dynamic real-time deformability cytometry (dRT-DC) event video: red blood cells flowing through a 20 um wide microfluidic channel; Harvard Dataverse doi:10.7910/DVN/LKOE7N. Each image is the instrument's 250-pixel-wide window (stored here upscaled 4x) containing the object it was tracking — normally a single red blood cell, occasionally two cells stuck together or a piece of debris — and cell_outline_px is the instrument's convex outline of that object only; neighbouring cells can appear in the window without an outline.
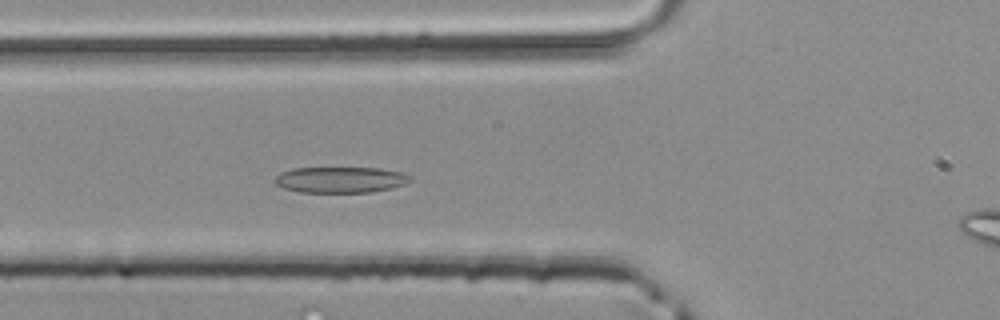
{"species": "common noctule bat (a hibernating species)", "species_latin": "Nyctalus noctula", "temperature_condition": "room temperature", "stored_images_in_passage": 43, "camera_frame_rate_fps": 3000, "um_per_image_px": 0.085, "animal": {"sex": "male", "body_mass_g": 20.4}, "frame": {"image": 1, "passage_image": 12, "time_ms": 3.667, "image_size_px": [1000, 320], "cell_outline_px": [[412, 180], [404, 184], [392, 188], [372, 192], [300, 192], [284, 188], [276, 184], [272, 180], [280, 172], [292, 168], [380, 168], [400, 172], [412, 176]], "centroid_in_image_um": [28.93, 15.27], "position_along_channel_um": 96.9, "area_um2": 20.58}}
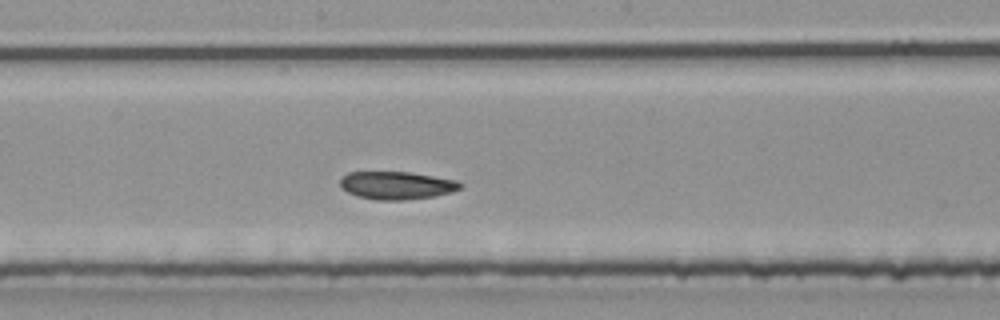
{"frame": {"image": 2, "passage_image": 20, "time_ms": 6.333, "image_size_px": [1000, 320], "cell_outline_px": [[464, 184], [460, 188], [452, 192], [432, 196], [404, 200], [376, 200], [356, 196], [340, 188], [340, 176], [348, 172], [412, 172], [456, 180]], "centroid_in_image_um": [33.68, 15.75], "position_along_channel_um": 214.5, "area_um2": 19.65}}
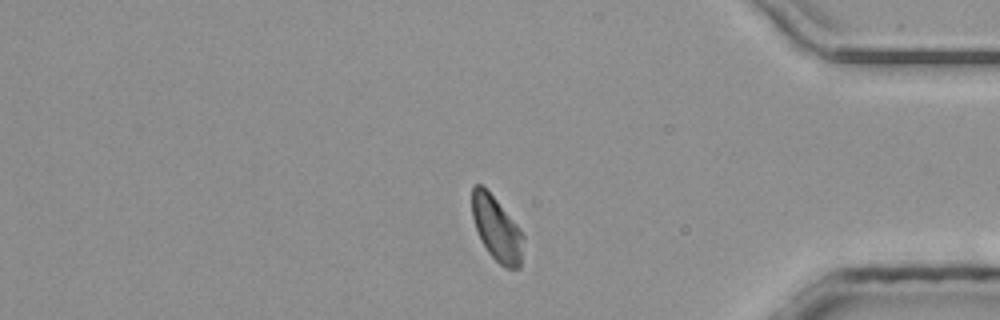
{"frame": {"image": 3, "passage_image": 34, "time_ms": 11.0, "image_size_px": [1000, 320], "cell_outline_px": [[524, 236], [520, 268], [504, 268], [488, 252], [476, 228], [472, 216], [472, 188], [476, 184], [480, 184], [496, 200], [516, 224]], "centroid_in_image_um": [42.23, 19.47], "position_along_channel_um": 393.0, "area_um2": 18.73}}